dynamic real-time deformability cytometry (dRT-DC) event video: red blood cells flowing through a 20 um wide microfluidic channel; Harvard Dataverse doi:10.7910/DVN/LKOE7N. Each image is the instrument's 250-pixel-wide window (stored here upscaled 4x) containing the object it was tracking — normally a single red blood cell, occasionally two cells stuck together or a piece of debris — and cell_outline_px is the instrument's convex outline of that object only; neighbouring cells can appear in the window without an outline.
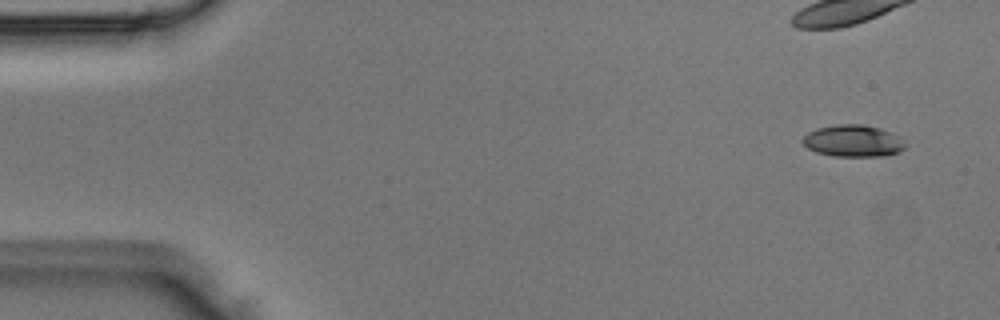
{"species": "Egyptian fruit bat (a non-hibernating species)", "species_latin": "Rousettus aegyptiacus", "temperature_condition": "room temperature", "stored_images_in_passage": 3, "camera_frame_rate_fps": 3000, "um_per_image_px": 0.085, "animal": {"sex": "male"}, "frame": {"image": 1, "passage_image": 1, "time_ms": 0.0, "image_size_px": [1000, 320], "cell_outline_px": [[904, 148], [896, 152], [884, 156], [832, 156], [816, 152], [808, 148], [800, 140], [808, 132], [816, 128], [836, 124], [864, 124], [880, 128], [896, 136], [904, 144]], "centroid_in_image_um": [72.43, 11.97], "position_along_channel_um": 12.6, "area_um2": 18.84}}